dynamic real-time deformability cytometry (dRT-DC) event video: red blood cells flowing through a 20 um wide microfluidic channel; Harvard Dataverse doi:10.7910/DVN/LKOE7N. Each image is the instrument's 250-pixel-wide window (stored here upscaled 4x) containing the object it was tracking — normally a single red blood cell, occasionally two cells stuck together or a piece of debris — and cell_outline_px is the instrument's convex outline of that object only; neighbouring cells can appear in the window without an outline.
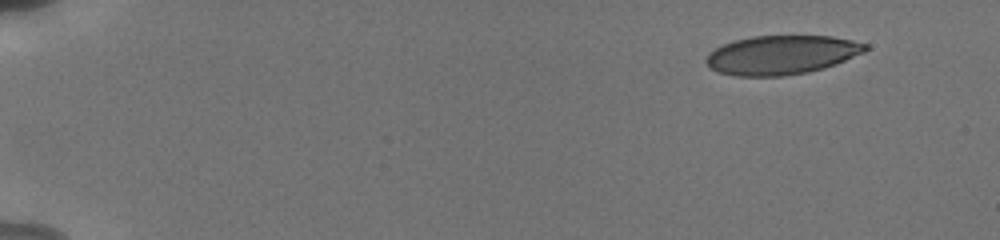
{"species": "human", "species_latin": "Homo sapiens", "temperature_condition": "cold", "stored_images_in_passage": 50, "camera_frame_rate_fps": 3000, "um_per_image_px": 0.085, "donor": {"sex": "male"}, "frame": {"image": 1, "passage_image": 1, "time_ms": 0.0, "image_size_px": [1000, 240], "cell_outline_px": [[868, 48], [864, 52], [836, 64], [808, 72], [784, 76], [736, 76], [720, 72], [712, 68], [704, 60], [708, 52], [732, 40], [752, 36], [832, 36], [852, 40], [868, 44]], "centroid_in_image_um": [66.43, 4.66], "position_along_channel_um": 18.6, "area_um2": 36.18}}
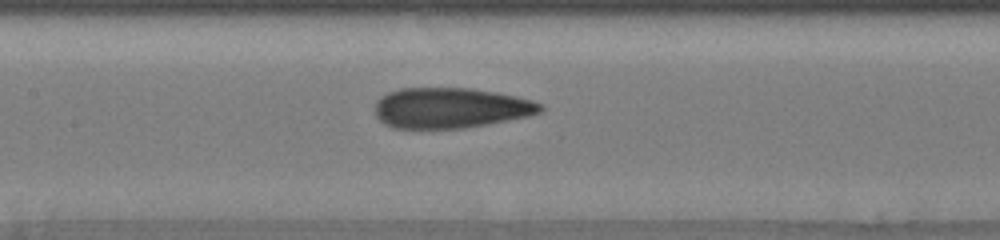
{"frame": {"image": 2, "passage_image": 24, "time_ms": 7.667, "image_size_px": [1000, 240], "cell_outline_px": [[544, 108], [540, 112], [528, 116], [488, 124], [464, 128], [392, 128], [384, 124], [376, 116], [376, 100], [380, 96], [388, 92], [400, 88], [472, 88], [496, 92], [516, 96], [532, 100], [544, 104]], "centroid_in_image_um": [38.3, 9.17], "position_along_channel_um": 169.1, "area_um2": 39.19}}
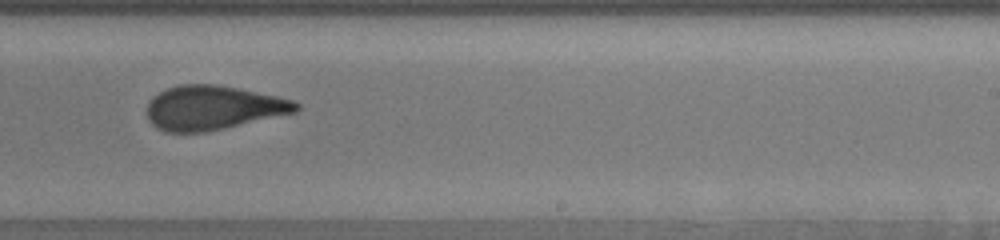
{"frame": {"image": 3, "passage_image": 32, "time_ms": 10.333, "image_size_px": [1000, 240], "cell_outline_px": [[300, 108], [296, 112], [224, 128], [204, 132], [164, 132], [156, 128], [148, 120], [148, 100], [152, 96], [176, 84], [216, 84], [296, 100], [300, 104]], "centroid_in_image_um": [18.09, 9.15], "position_along_channel_um": 270.9, "area_um2": 38.38}, "authors_computed_cell_mechanics": {"area_um2": 38.2058, "velocity_mm_per_s": 3.8312, "shape_relaxation_time_tau1_ms": 6.392, "shape_relaxation_time_tau2_ms": 1.3149, "deformation_change_tau1": 0.1932, "deformation_change_tau2": 0.0834}}